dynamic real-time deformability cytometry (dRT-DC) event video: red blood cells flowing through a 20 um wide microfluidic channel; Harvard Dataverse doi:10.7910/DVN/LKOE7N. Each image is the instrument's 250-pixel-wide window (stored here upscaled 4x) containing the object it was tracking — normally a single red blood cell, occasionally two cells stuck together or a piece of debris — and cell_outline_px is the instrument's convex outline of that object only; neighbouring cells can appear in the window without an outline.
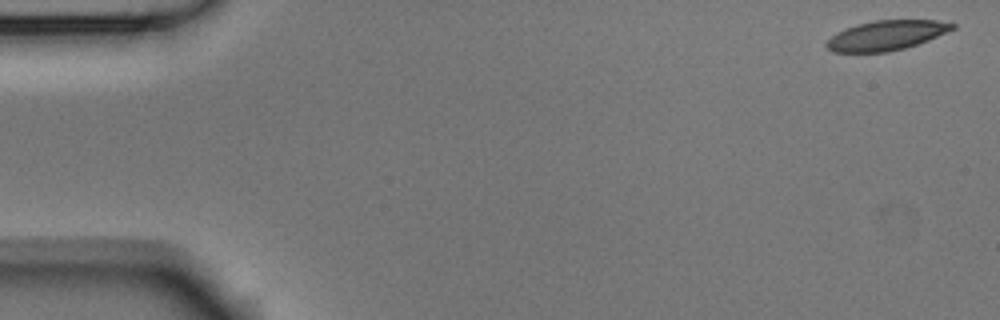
{"species": "Egyptian fruit bat (a non-hibernating species)", "species_latin": "Rousettus aegyptiacus", "temperature_condition": "room temperature", "stored_images_in_passage": 53, "camera_frame_rate_fps": 3000, "um_per_image_px": 0.085, "animal": {"sex": "male"}, "frame": {"image": 1, "passage_image": 1, "time_ms": 0.0, "image_size_px": [1000, 320], "cell_outline_px": [[956, 28], [928, 40], [904, 48], [888, 52], [832, 52], [824, 44], [836, 32], [844, 28], [856, 24], [872, 20], [936, 20], [956, 24]], "centroid_in_image_um": [75.31, 3.0], "position_along_channel_um": 9.7, "area_um2": 21.85}}
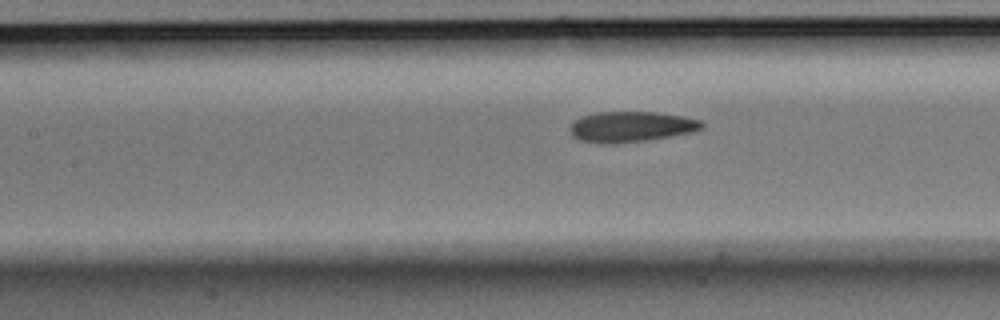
{"frame": {"image": 2, "passage_image": 23, "time_ms": 7.333, "image_size_px": [1000, 320], "cell_outline_px": [[704, 128], [696, 132], [648, 140], [616, 144], [600, 144], [580, 140], [572, 136], [572, 124], [580, 116], [596, 112], [656, 112], [684, 116], [700, 120], [704, 124]], "centroid_in_image_um": [53.7, 10.78], "position_along_channel_um": 153.7, "area_um2": 23.76}}
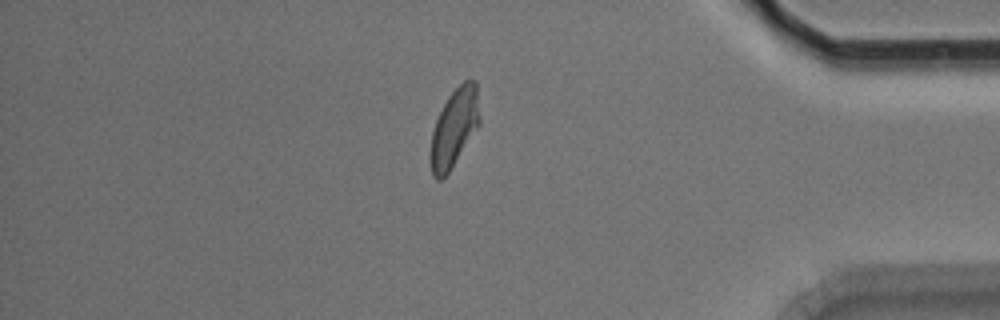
{"frame": {"image": 3, "passage_image": 45, "time_ms": 14.667, "image_size_px": [1000, 320], "cell_outline_px": [[480, 124], [448, 172], [440, 180], [436, 180], [432, 176], [428, 156], [432, 132], [436, 120], [448, 96], [464, 80], [476, 80], [480, 116]], "centroid_in_image_um": [38.59, 10.88], "position_along_channel_um": 396.6, "area_um2": 22.43}, "authors_computed_cell_mechanics": {"area_um2": 22.9466, "velocity_mm_per_s": 3.7413, "shape_relaxation_time_tau1_ms": 4.7764, "shape_relaxation_time_tau2_ms": 1.5877, "deformation_change_tau1": 0.1336, "deformation_change_tau2": 0.0827}}